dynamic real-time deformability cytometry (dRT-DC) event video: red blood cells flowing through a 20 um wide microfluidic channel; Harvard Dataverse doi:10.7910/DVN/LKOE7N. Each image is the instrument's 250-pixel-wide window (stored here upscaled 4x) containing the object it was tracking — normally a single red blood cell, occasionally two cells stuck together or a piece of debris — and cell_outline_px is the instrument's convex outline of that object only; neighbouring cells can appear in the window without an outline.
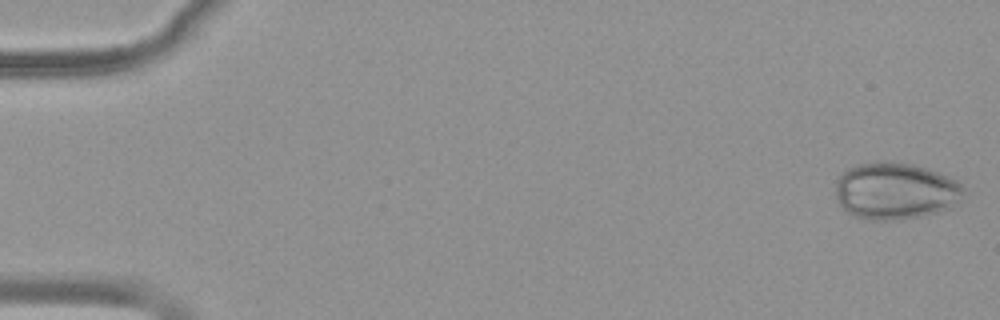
{"species": "common noctule bat (a hibernating species)", "species_latin": "Nyctalus noctula", "temperature_condition": "warm", "stored_images_in_passage": 53, "camera_frame_rate_fps": 3000, "um_per_image_px": 0.085, "animal": {"sex": "female", "body_mass_g": 19.9}, "frame": {"image": 1, "passage_image": 1, "time_ms": 0.0, "image_size_px": [1000, 320], "cell_outline_px": [[964, 192], [952, 208], [920, 216], [900, 220], [872, 220], [856, 216], [848, 212], [836, 200], [836, 176], [848, 168], [860, 164], [876, 160], [888, 160], [912, 164], [960, 180], [964, 188]], "centroid_in_image_um": [76.1, 16.21], "position_along_channel_um": 8.9, "area_um2": 42.83}}
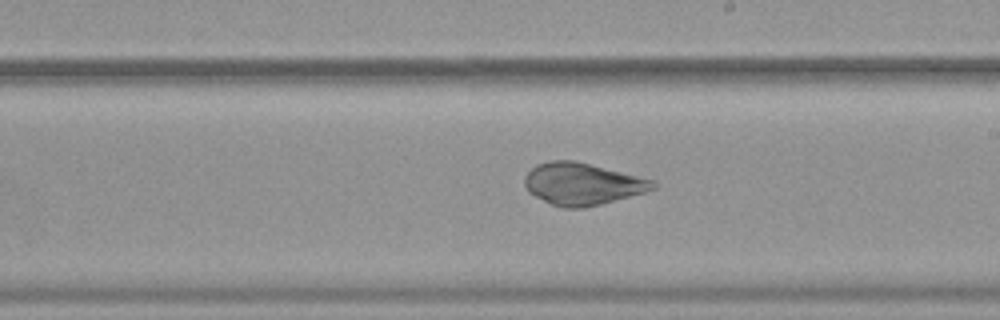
{"frame": {"image": 2, "passage_image": 31, "time_ms": 10.0, "image_size_px": [1000, 320], "cell_outline_px": [[660, 184], [656, 188], [644, 192], [600, 204], [584, 208], [564, 208], [552, 204], [528, 192], [524, 184], [524, 176], [536, 164], [552, 160], [576, 160], [656, 180]], "centroid_in_image_um": [49.52, 15.61], "position_along_channel_um": 239.5, "area_um2": 31.56}}
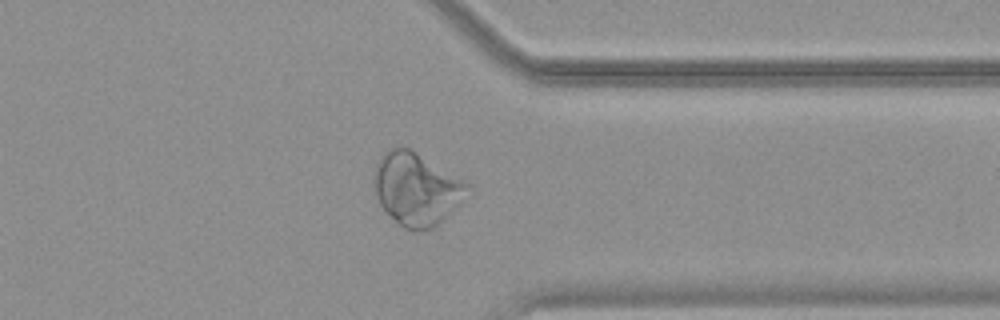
{"frame": {"image": 3, "passage_image": 42, "time_ms": 13.667, "image_size_px": [1000, 320], "cell_outline_px": [[468, 184], [460, 204], [436, 228], [404, 228], [380, 204], [376, 196], [372, 176], [376, 164], [380, 156], [384, 152], [392, 148], [408, 148], [416, 152]], "centroid_in_image_um": [35.35, 16.05], "position_along_channel_um": 376.1, "area_um2": 38.44}}